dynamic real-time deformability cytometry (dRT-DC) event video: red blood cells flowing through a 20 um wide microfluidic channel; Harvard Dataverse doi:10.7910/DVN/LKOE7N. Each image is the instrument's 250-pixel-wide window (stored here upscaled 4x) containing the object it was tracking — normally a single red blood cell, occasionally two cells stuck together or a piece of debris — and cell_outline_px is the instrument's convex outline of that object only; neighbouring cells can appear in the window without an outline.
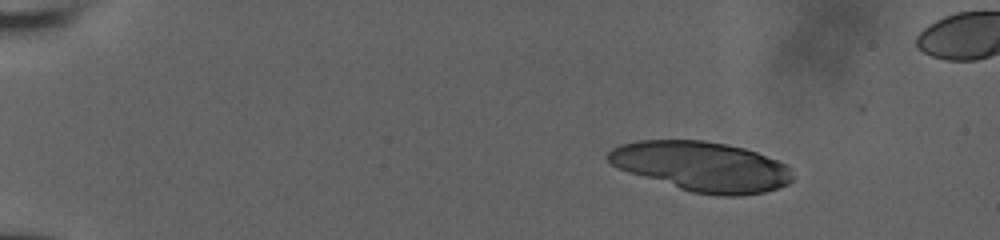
{"species": "human", "species_latin": "Homo sapiens", "temperature_condition": "room temperature", "stored_images_in_passage": 33, "camera_frame_rate_fps": 3000, "um_per_image_px": 0.085, "donor": {"sex": "male"}, "frame": {"image": 1, "passage_image": 1, "time_ms": 0.0, "image_size_px": [1000, 240], "cell_outline_px": [[792, 180], [788, 184], [764, 192], [740, 196], [716, 196], [692, 192], [628, 172], [612, 164], [604, 156], [612, 148], [620, 144], [640, 140], [704, 140], [744, 148], [756, 152], [788, 164], [792, 168]], "centroid_in_image_um": [59.67, 14.15], "position_along_channel_um": 25.3, "area_um2": 53.52}}
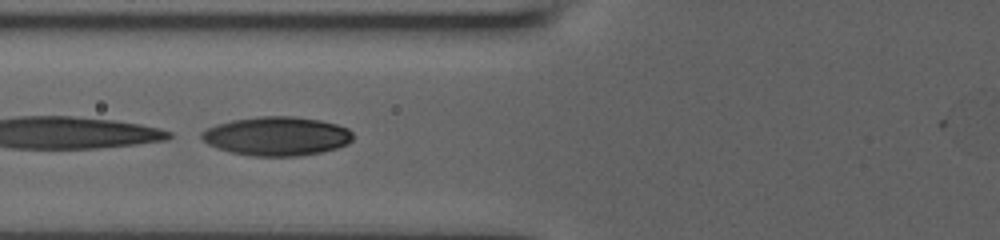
{"frame": {"image": 2, "passage_image": 23, "time_ms": 5.333, "image_size_px": [1000, 240], "cell_outline_px": [[352, 140], [348, 144], [324, 152], [300, 156], [252, 156], [228, 152], [216, 148], [208, 144], [200, 136], [200, 132], [216, 124], [232, 120], [260, 116], [296, 116], [320, 120], [336, 124], [348, 128], [352, 132]], "centroid_in_image_um": [23.52, 11.58], "position_along_channel_um": 102.3, "area_um2": 34.62}}
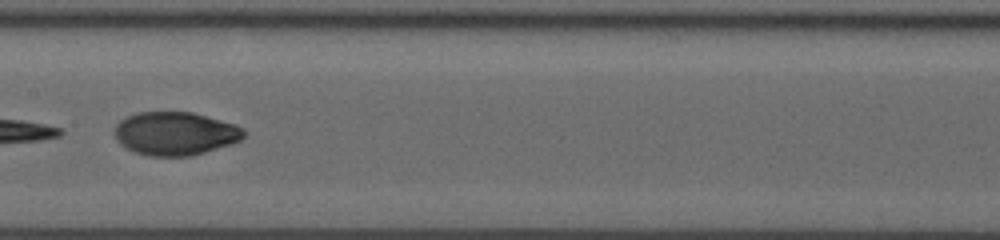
{"frame": {"image": 3, "passage_image": 32, "time_ms": 7.667, "image_size_px": [1000, 240], "cell_outline_px": [[248, 132], [240, 140], [232, 144], [192, 156], [148, 156], [136, 152], [120, 144], [116, 140], [116, 124], [120, 120], [136, 112], [192, 112], [236, 124], [244, 128]], "centroid_in_image_um": [14.94, 11.35], "position_along_channel_um": 192.5, "area_um2": 32.77}}